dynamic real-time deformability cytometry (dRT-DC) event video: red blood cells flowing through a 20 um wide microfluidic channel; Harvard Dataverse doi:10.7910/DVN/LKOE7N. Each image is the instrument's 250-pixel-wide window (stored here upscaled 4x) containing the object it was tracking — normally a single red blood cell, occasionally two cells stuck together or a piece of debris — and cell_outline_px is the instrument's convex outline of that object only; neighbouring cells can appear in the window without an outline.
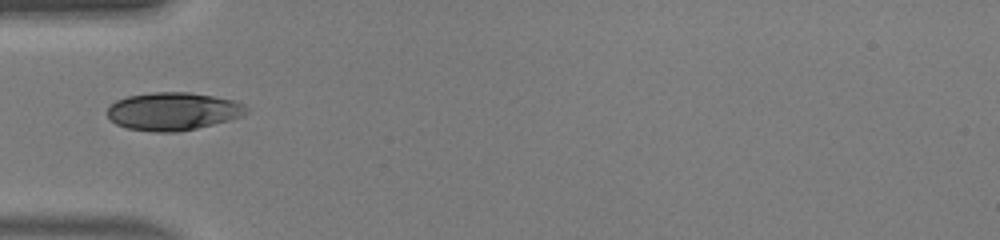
{"species": "human", "species_latin": "Homo sapiens", "temperature_condition": "warm", "stored_images_in_passage": 32, "camera_frame_rate_fps": 3000, "um_per_image_px": 0.085, "donor": {"sex": "male"}, "frame": {"image": 1, "passage_image": 1, "time_ms": 0.0, "image_size_px": [1000, 240], "cell_outline_px": [[248, 108], [240, 116], [228, 120], [196, 128], [176, 132], [156, 132], [128, 128], [116, 124], [108, 116], [108, 108], [116, 100], [128, 96], [152, 92], [188, 92], [236, 100], [244, 104]], "centroid_in_image_um": [14.69, 9.45], "position_along_channel_um": 70.3, "area_um2": 30.4}}
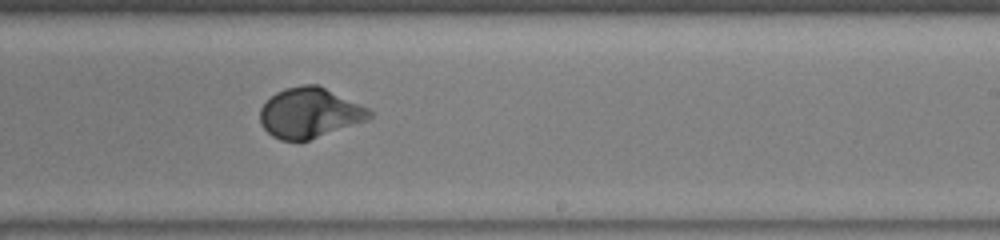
{"frame": {"image": 2, "passage_image": 14, "time_ms": 4.333, "image_size_px": [1000, 240], "cell_outline_px": [[372, 116], [368, 120], [308, 140], [280, 140], [272, 136], [260, 124], [260, 108], [276, 92], [284, 88], [304, 84], [316, 84], [368, 108], [372, 112]], "centroid_in_image_um": [26.3, 9.59], "position_along_channel_um": 262.7, "area_um2": 31.62}}
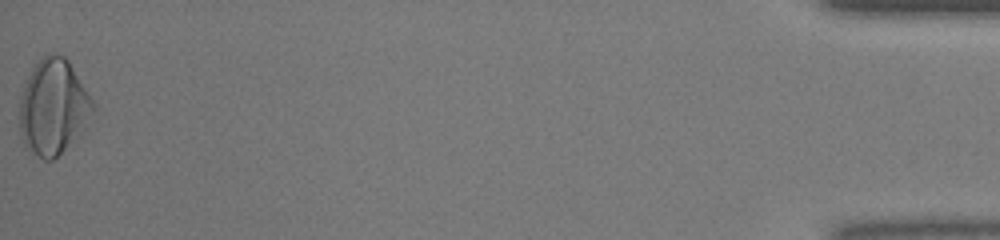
{"frame": {"image": 3, "passage_image": 32, "time_ms": 10.333, "image_size_px": [1000, 240], "cell_outline_px": [[96, 108], [88, 128], [80, 136], [52, 160], [44, 160], [32, 152], [24, 144], [20, 132], [20, 96], [28, 76], [32, 68], [48, 52], [64, 56], [68, 60], [96, 104]], "centroid_in_image_um": [4.58, 9.11], "position_along_channel_um": 430.6, "area_um2": 41.21}, "authors_computed_cell_mechanics": {"area_um2": 31.9634, "velocity_mm_per_s": 4.4317, "shape_relaxation_time_tau1_ms": 2.4475, "shape_relaxation_time_tau2_ms": null, "deformation_change_tau1": 0.1573, "deformation_change_tau2": null}}